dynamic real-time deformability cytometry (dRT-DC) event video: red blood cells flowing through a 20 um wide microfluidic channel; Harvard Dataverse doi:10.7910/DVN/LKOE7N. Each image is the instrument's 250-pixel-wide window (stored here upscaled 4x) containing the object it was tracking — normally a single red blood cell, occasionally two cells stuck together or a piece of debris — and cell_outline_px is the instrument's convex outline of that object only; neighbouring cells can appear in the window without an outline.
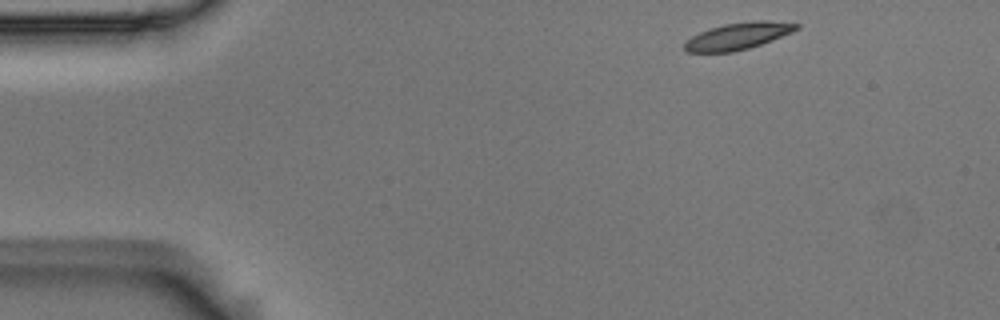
{"species": "Egyptian fruit bat (a non-hibernating species)", "species_latin": "Rousettus aegyptiacus", "temperature_condition": "room temperature", "stored_images_in_passage": 49, "camera_frame_rate_fps": 3000, "um_per_image_px": 0.085, "animal": {"sex": "male"}, "frame": {"image": 1, "passage_image": 1, "time_ms": 0.0, "image_size_px": [1000, 320], "cell_outline_px": [[800, 28], [792, 32], [772, 40], [748, 48], [732, 52], [688, 52], [684, 48], [684, 44], [692, 36], [708, 28], [724, 24], [752, 20], [764, 20], [800, 24]], "centroid_in_image_um": [62.74, 3.05], "position_along_channel_um": 22.3, "area_um2": 17.4}}
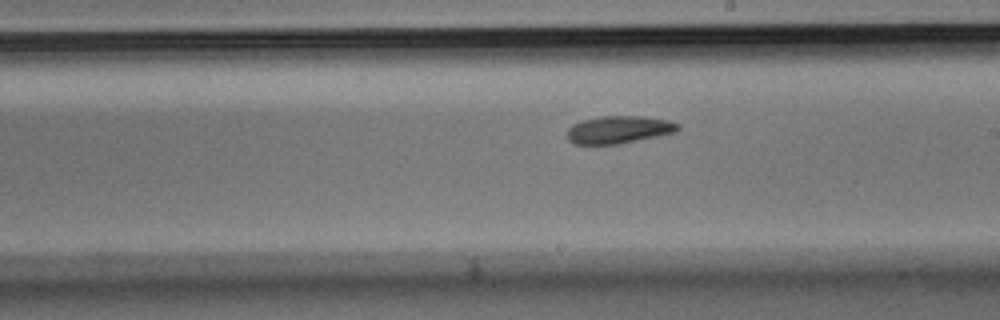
{"frame": {"image": 2, "passage_image": 25, "time_ms": 8.0, "image_size_px": [1000, 320], "cell_outline_px": [[680, 128], [676, 132], [660, 136], [620, 144], [572, 144], [568, 140], [568, 128], [572, 124], [580, 120], [604, 116], [640, 116], [668, 120], [680, 124]], "centroid_in_image_um": [52.61, 11.02], "position_along_channel_um": 236.4, "area_um2": 17.98}}
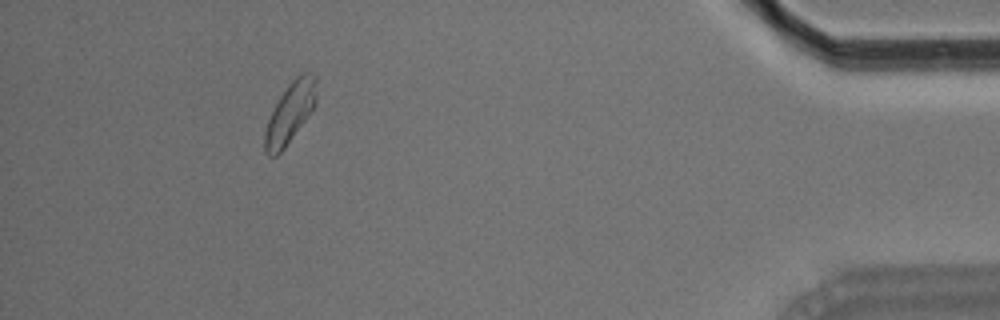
{"frame": {"image": 3, "passage_image": 44, "time_ms": 14.333, "image_size_px": [1000, 320], "cell_outline_px": [[316, 104], [284, 148], [276, 156], [268, 156], [264, 152], [264, 132], [268, 120], [280, 96], [288, 84], [300, 72], [308, 72], [316, 76]], "centroid_in_image_um": [24.65, 9.57], "position_along_channel_um": 410.6, "area_um2": 17.98}, "authors_computed_cell_mechanics": {"area_um2": 18.0336, "velocity_mm_per_s": 3.6551, "shape_relaxation_time_tau1_ms": 4.0652, "shape_relaxation_time_tau2_ms": 4.3998, "deformation_change_tau1": 0.118, "deformation_change_tau2": 0.0875}}